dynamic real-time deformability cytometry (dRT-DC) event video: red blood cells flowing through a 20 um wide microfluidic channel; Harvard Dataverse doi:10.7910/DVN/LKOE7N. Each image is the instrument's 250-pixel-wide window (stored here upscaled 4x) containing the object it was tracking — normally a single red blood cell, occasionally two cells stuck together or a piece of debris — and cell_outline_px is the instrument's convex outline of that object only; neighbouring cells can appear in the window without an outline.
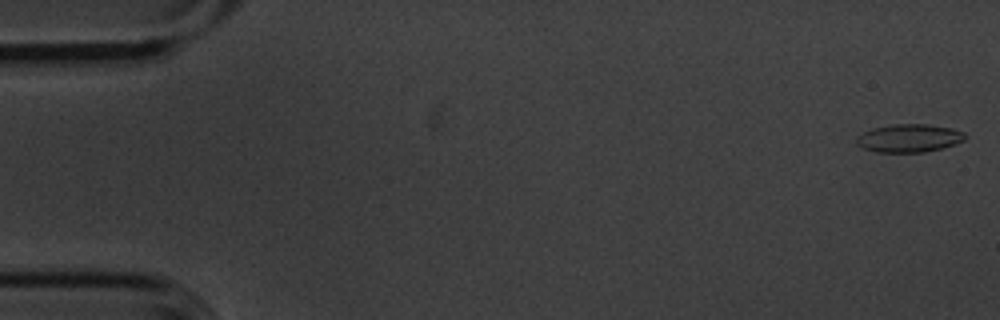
{"species": "common noctule bat (a hibernating species)", "species_latin": "Nyctalus noctula", "temperature_condition": "cold", "stored_images_in_passage": 17, "camera_frame_rate_fps": 3000, "um_per_image_px": 0.085, "animal": {"sex": "male", "body_mass_g": 20.1, "forearm_length_mm": 53.5}, "frame": {"image": 1, "passage_image": 1, "time_ms": 0.0, "image_size_px": [1000, 320], "cell_outline_px": [[968, 136], [964, 140], [944, 148], [924, 152], [876, 152], [864, 148], [856, 144], [856, 136], [872, 128], [896, 124], [928, 124], [952, 128], [964, 132]], "centroid_in_image_um": [77.29, 11.74], "position_along_channel_um": 7.7, "area_um2": 17.86}}